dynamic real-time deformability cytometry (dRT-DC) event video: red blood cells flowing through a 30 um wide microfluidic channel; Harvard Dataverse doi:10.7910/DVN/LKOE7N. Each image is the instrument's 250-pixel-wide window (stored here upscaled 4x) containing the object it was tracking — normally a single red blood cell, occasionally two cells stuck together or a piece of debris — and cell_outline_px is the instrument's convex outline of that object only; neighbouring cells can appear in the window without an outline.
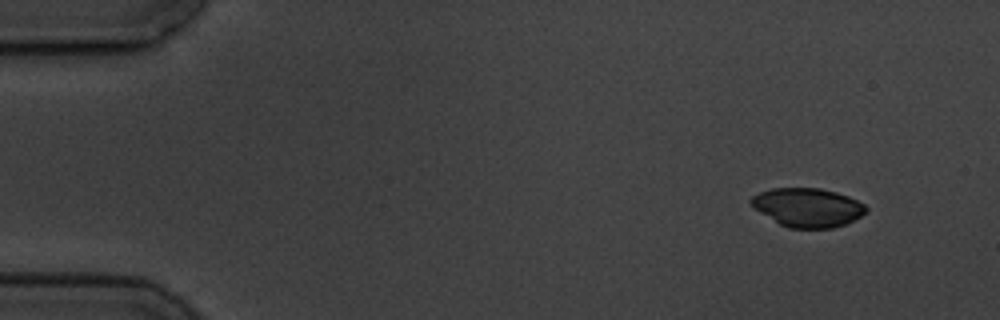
{"species": "common noctule bat (a hibernating species)", "species_latin": "Nyctalus noctula", "temperature_condition": "cold", "stored_images_in_passage": 5, "camera_frame_rate_fps": 3000, "um_per_image_px": 0.085, "animal": {"sex": "male", "body_mass_g": 19.5, "forearm_length_mm": 54.6}, "frame": {"image": 1, "passage_image": 1, "time_ms": 0.0, "image_size_px": [1000, 320], "cell_outline_px": [[868, 208], [860, 216], [844, 224], [832, 228], [788, 228], [780, 224], [760, 212], [748, 200], [752, 196], [760, 192], [772, 188], [820, 188], [836, 192], [848, 196], [864, 204]], "centroid_in_image_um": [68.64, 17.62], "position_along_channel_um": 16.4, "area_um2": 25.72}}
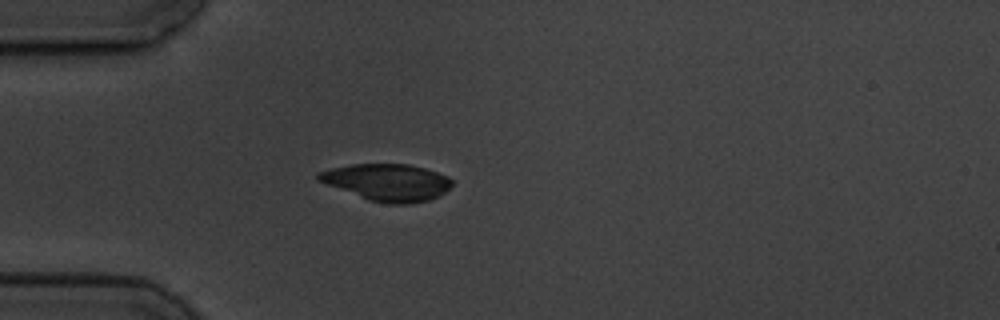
{"frame": {"image": 2, "passage_image": 4, "time_ms": 3.667, "image_size_px": [1000, 320], "cell_outline_px": [[452, 184], [440, 196], [428, 200], [408, 204], [388, 204], [368, 200], [316, 180], [316, 172], [332, 168], [352, 164], [408, 164], [424, 168], [448, 176], [452, 180]], "centroid_in_image_um": [32.9, 15.5], "position_along_channel_um": 52.1, "area_um2": 28.73}}